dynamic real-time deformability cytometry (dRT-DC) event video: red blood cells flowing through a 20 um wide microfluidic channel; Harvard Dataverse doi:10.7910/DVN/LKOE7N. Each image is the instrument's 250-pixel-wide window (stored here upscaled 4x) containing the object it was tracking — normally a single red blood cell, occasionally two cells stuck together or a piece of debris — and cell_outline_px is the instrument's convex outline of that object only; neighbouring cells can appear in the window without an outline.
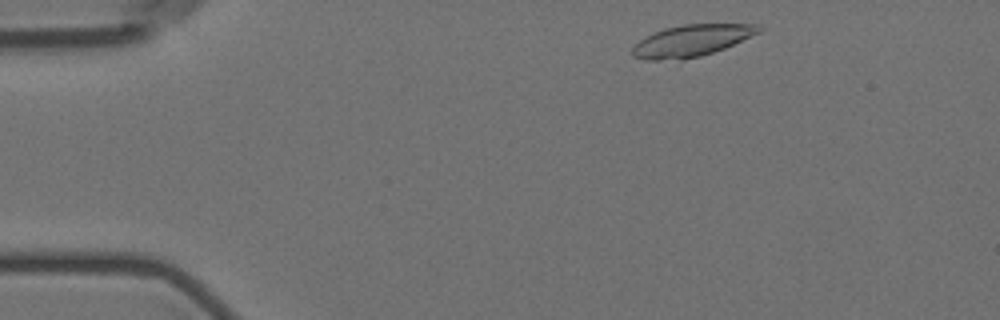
{"species": "Egyptian fruit bat (a non-hibernating species)", "species_latin": "Rousettus aegyptiacus", "temperature_condition": "room temperature", "stored_images_in_passage": 7, "camera_frame_rate_fps": 3000, "um_per_image_px": 0.085, "animal": {"sex": "female"}, "frame": {"image": 1, "passage_image": 1, "time_ms": 0.0, "image_size_px": [1000, 320], "cell_outline_px": [[764, 28], [760, 32], [724, 48], [700, 56], [684, 60], [644, 60], [632, 56], [632, 48], [640, 40], [664, 28], [684, 24], [756, 24]], "centroid_in_image_um": [58.78, 3.46], "position_along_channel_um": 26.2, "area_um2": 23.18}}
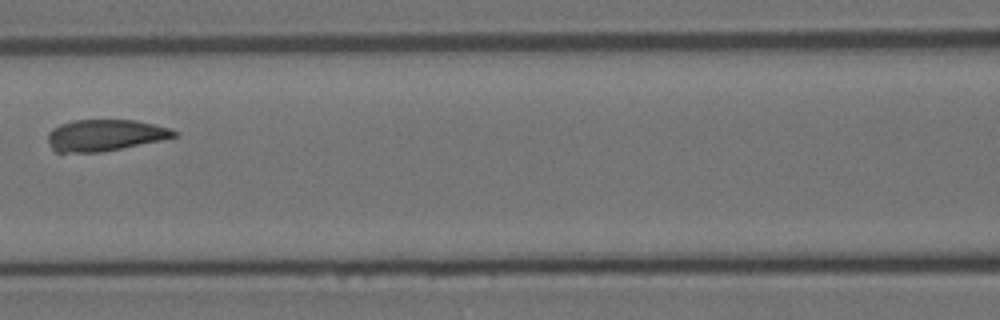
{"frame": {"image": 2, "passage_image": 5, "time_ms": 5.667, "image_size_px": [1000, 320], "cell_outline_px": [[176, 136], [160, 140], [100, 152], [56, 152], [52, 148], [48, 140], [48, 132], [52, 128], [60, 124], [72, 120], [136, 120], [168, 128], [176, 132]], "centroid_in_image_um": [8.86, 11.48], "position_along_channel_um": 157.7, "area_um2": 22.77}}
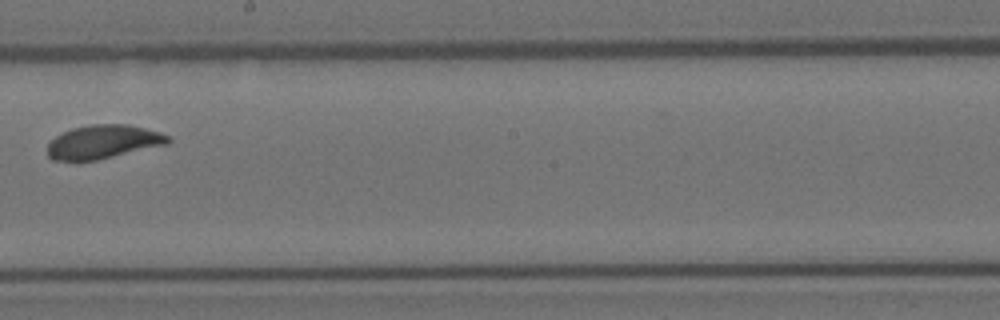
{"frame": {"image": 3, "passage_image": 7, "time_ms": 8.0, "image_size_px": [1000, 320], "cell_outline_px": [[172, 140], [168, 144], [96, 160], [52, 160], [48, 156], [48, 144], [56, 136], [72, 128], [92, 124], [128, 124], [160, 132], [172, 136]], "centroid_in_image_um": [8.82, 12.05], "position_along_channel_um": 239.4, "area_um2": 23.58}}